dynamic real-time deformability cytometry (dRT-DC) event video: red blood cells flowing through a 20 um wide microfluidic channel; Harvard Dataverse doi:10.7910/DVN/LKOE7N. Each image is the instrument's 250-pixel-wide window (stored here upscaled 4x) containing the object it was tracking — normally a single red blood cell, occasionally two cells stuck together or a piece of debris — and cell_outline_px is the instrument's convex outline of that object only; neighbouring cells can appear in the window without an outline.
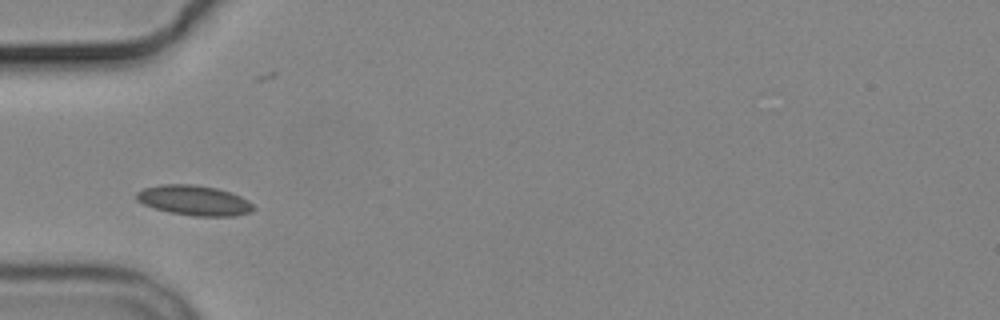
{"species": "common noctule bat (a hibernating species)", "species_latin": "Nyctalus noctula", "temperature_condition": "cold", "stored_images_in_passage": 8, "camera_frame_rate_fps": 3000, "um_per_image_px": 0.085, "animal": {"sex": "male", "body_mass_g": 19.2, "forearm_length_mm": 51.8}, "frame": {"image": 1, "passage_image": 1, "time_ms": 0.0, "image_size_px": [1000, 320], "cell_outline_px": [[256, 208], [248, 212], [232, 216], [196, 216], [168, 212], [144, 204], [136, 200], [136, 192], [144, 188], [160, 184], [192, 184], [216, 188], [240, 196], [248, 200]], "centroid_in_image_um": [16.48, 17.02], "position_along_channel_um": 68.5, "area_um2": 20.29}}
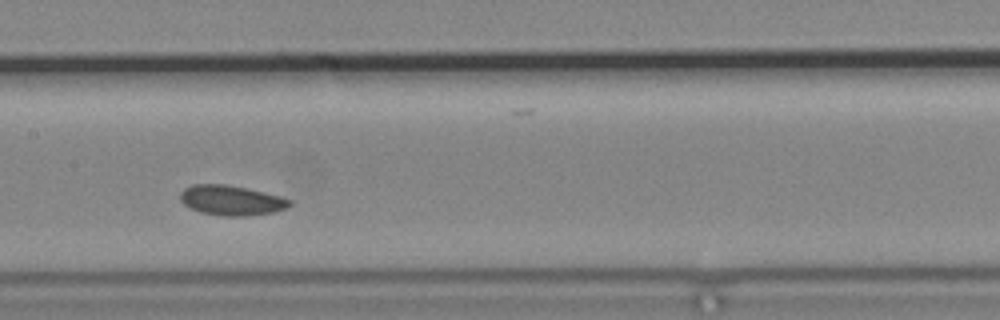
{"frame": {"image": 2, "passage_image": 4, "time_ms": 3.333, "image_size_px": [1000, 320], "cell_outline_px": [[292, 204], [288, 208], [272, 212], [244, 216], [224, 216], [200, 212], [184, 204], [180, 200], [180, 192], [184, 188], [192, 184], [224, 184], [244, 188], [280, 196], [292, 200]], "centroid_in_image_um": [19.65, 17.03], "position_along_channel_um": 187.7, "area_um2": 18.96}}
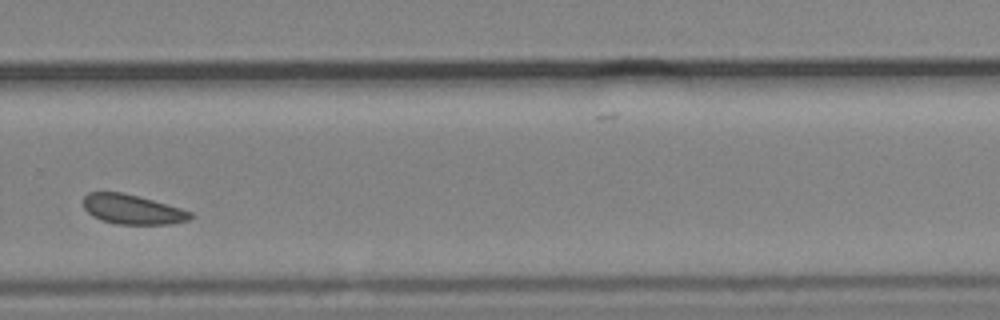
{"frame": {"image": 3, "passage_image": 7, "time_ms": 7.0, "image_size_px": [1000, 320], "cell_outline_px": [[196, 216], [188, 220], [172, 224], [116, 224], [92, 216], [84, 208], [84, 196], [88, 192], [120, 192], [152, 200], [180, 208], [192, 212]], "centroid_in_image_um": [11.27, 17.81], "position_along_channel_um": 318.5, "area_um2": 18.32}}